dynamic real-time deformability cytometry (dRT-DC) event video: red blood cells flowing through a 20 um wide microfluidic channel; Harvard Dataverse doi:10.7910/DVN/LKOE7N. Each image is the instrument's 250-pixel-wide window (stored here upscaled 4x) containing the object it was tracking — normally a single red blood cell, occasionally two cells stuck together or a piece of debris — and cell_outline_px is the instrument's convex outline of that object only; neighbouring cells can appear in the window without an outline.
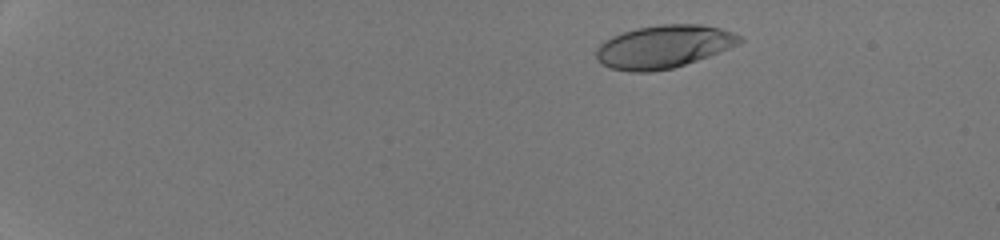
{"species": "human", "species_latin": "Homo sapiens", "temperature_condition": "room temperature", "stored_images_in_passage": 48, "camera_frame_rate_fps": 3000, "um_per_image_px": 0.085, "donor": {"sex": "male"}, "frame": {"image": 1, "passage_image": 6, "time_ms": 1.667, "image_size_px": [1000, 240], "cell_outline_px": [[744, 40], [740, 44], [708, 56], [672, 68], [652, 72], [628, 72], [608, 68], [600, 64], [596, 60], [596, 48], [604, 40], [612, 36], [636, 28], [660, 24], [700, 24], [720, 28], [732, 32], [740, 36]], "centroid_in_image_um": [56.37, 3.97], "position_along_channel_um": 28.6, "area_um2": 36.07}}
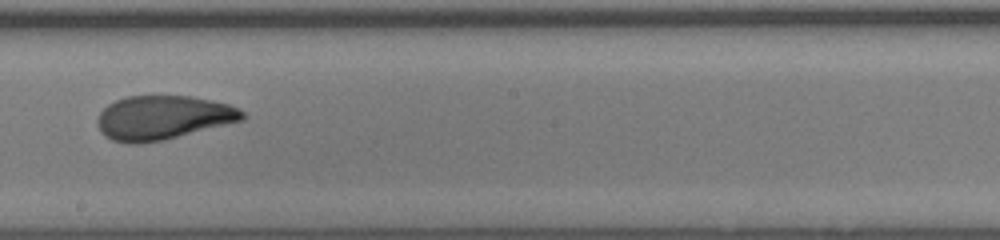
{"frame": {"image": 2, "passage_image": 30, "time_ms": 9.667, "image_size_px": [1000, 240], "cell_outline_px": [[248, 116], [244, 120], [164, 140], [140, 144], [128, 144], [112, 140], [104, 136], [100, 132], [96, 124], [96, 120], [100, 112], [108, 104], [116, 100], [128, 96], [188, 96], [212, 100], [228, 104], [240, 108]], "centroid_in_image_um": [13.85, 10.01], "position_along_channel_um": 234.4, "area_um2": 37.57}}
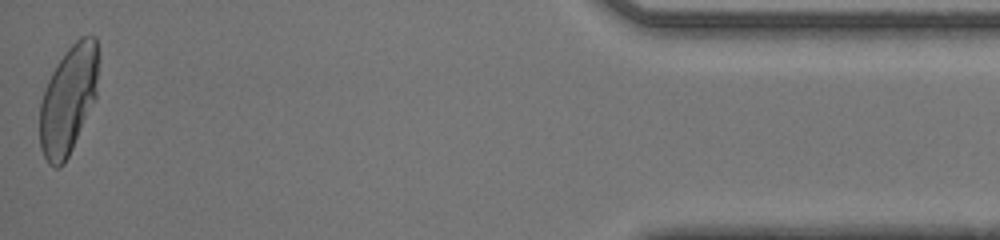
{"frame": {"image": 3, "passage_image": 48, "time_ms": 15.667, "image_size_px": [1000, 240], "cell_outline_px": [[100, 56], [96, 100], [64, 164], [60, 168], [56, 168], [48, 164], [40, 148], [40, 100], [48, 80], [56, 64], [64, 52], [80, 36], [96, 36]], "centroid_in_image_um": [5.84, 8.44], "position_along_channel_um": 429.4, "area_um2": 37.74}, "authors_computed_cell_mechanics": {"area_um2": 36.9053, "velocity_mm_per_s": 4.3, "shape_relaxation_time_tau1_ms": 6.1284, "shape_relaxation_time_tau2_ms": 0.7578, "deformation_change_tau1": 0.2523, "deformation_change_tau2": 0.0633}}